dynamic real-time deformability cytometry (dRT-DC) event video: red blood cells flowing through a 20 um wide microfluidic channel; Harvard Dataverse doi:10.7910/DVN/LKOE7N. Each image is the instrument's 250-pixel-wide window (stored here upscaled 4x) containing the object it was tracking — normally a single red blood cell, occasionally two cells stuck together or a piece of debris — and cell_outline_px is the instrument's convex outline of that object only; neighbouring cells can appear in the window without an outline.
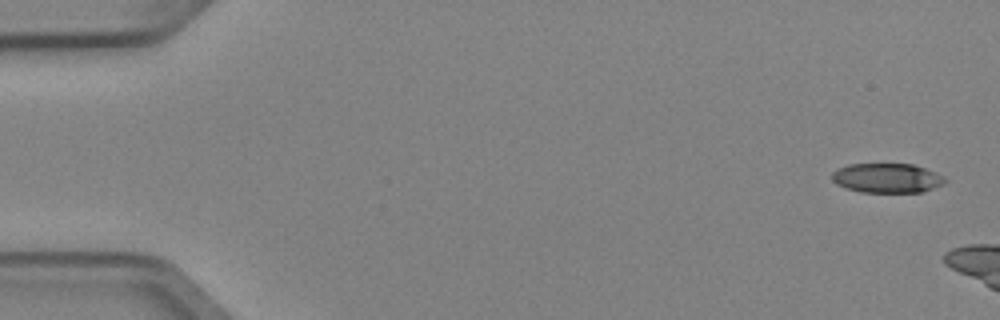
{"species": "Egyptian fruit bat (a non-hibernating species)", "species_latin": "Rousettus aegyptiacus", "temperature_condition": "cold", "stored_images_in_passage": 3, "camera_frame_rate_fps": 3000, "um_per_image_px": 0.085, "animal": {"sex": "female"}, "frame": {"image": 1, "passage_image": 1, "time_ms": 0.0, "image_size_px": [1000, 320], "cell_outline_px": [[948, 180], [944, 184], [920, 192], [860, 192], [844, 188], [836, 184], [832, 180], [832, 172], [836, 168], [848, 164], [912, 164], [936, 172], [944, 176]], "centroid_in_image_um": [75.37, 15.13], "position_along_channel_um": 9.6, "area_um2": 19.59}}